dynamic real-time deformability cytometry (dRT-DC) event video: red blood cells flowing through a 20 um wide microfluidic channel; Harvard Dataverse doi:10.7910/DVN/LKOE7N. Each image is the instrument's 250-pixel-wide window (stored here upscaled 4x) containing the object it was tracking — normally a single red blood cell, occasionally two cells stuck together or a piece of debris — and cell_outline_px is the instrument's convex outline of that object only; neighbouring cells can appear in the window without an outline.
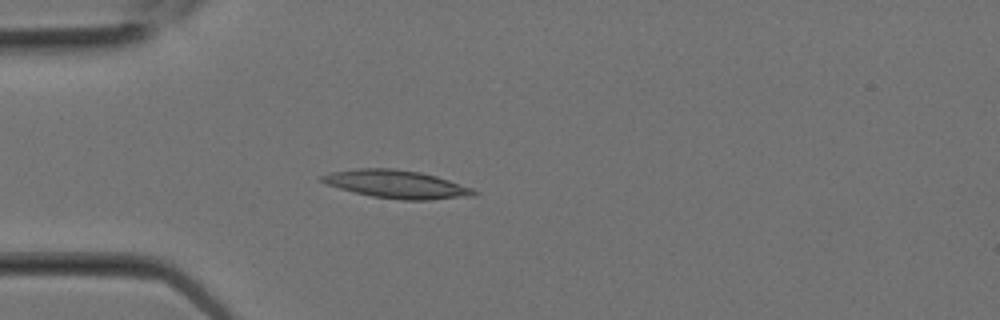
{"species": "Egyptian fruit bat (a non-hibernating species)", "species_latin": "Rousettus aegyptiacus", "temperature_condition": "room temperature", "stored_images_in_passage": 2, "camera_frame_rate_fps": 3000, "um_per_image_px": 0.085, "animal": {"sex": "female"}, "frame": {"image": 1, "passage_image": 2, "time_ms": 0.333, "image_size_px": [1000, 320], "cell_outline_px": [[480, 192], [476, 196], [428, 200], [404, 200], [372, 196], [340, 188], [328, 184], [320, 180], [320, 176], [328, 172], [356, 168], [392, 168], [420, 172], [436, 176], [472, 188]], "centroid_in_image_um": [33.74, 15.65], "position_along_channel_um": 51.3, "area_um2": 24.8}}